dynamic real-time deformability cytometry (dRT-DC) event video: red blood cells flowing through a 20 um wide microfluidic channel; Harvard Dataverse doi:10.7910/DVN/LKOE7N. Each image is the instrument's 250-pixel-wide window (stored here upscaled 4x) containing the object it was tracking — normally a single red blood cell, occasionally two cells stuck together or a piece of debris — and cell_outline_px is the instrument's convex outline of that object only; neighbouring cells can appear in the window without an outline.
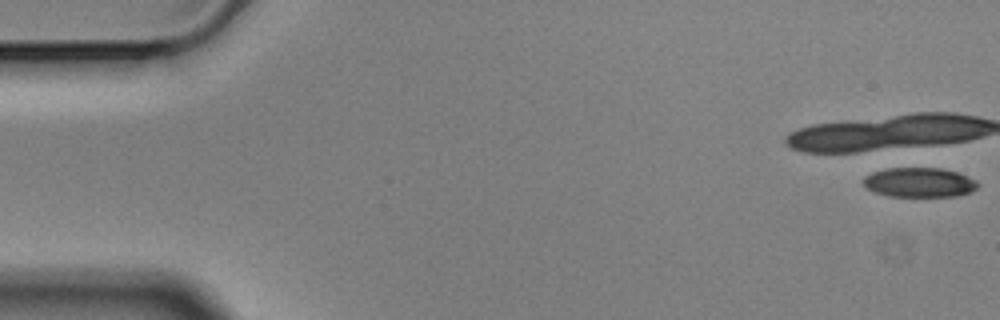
{"species": "Egyptian fruit bat (a non-hibernating species)", "species_latin": "Rousettus aegyptiacus", "temperature_condition": "cold", "stored_images_in_passage": 42, "camera_frame_rate_fps": 3000, "um_per_image_px": 0.085, "animal": {"sex": "male"}, "frame": {"image": 1, "passage_image": 1, "time_ms": 0.0, "image_size_px": [1000, 320], "cell_outline_px": [[980, 184], [972, 192], [956, 196], [888, 196], [876, 192], [868, 188], [864, 184], [864, 176], [872, 172], [888, 168], [940, 168], [956, 172], [968, 176], [976, 180]], "centroid_in_image_um": [78.18, 15.5], "position_along_channel_um": 6.8, "area_um2": 19.65}}
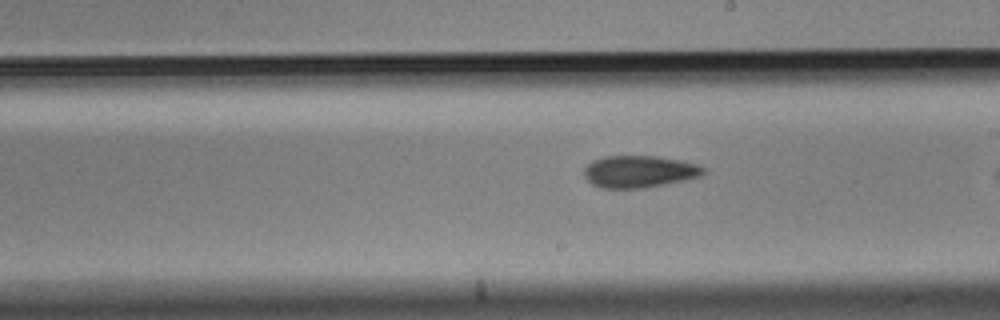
{"frame": {"image": 2, "passage_image": 29, "time_ms": 9.333, "image_size_px": [1000, 320], "cell_outline_px": [[708, 172], [700, 176], [684, 180], [644, 188], [604, 188], [592, 184], [584, 176], [584, 168], [592, 160], [604, 156], [656, 156], [684, 160], [708, 168]], "centroid_in_image_um": [54.37, 14.57], "position_along_channel_um": 234.6, "area_um2": 22.48}}
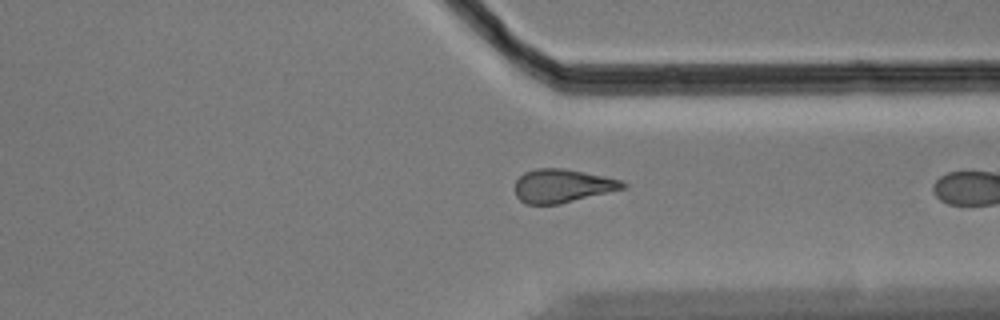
{"frame": {"image": 3, "passage_image": 40, "time_ms": 13.0, "image_size_px": [1000, 320], "cell_outline_px": [[628, 188], [560, 204], [528, 204], [520, 200], [516, 196], [516, 180], [524, 172], [536, 168], [564, 168], [604, 176], [620, 180], [628, 184]], "centroid_in_image_um": [47.84, 15.8], "position_along_channel_um": 363.6, "area_um2": 21.15}}